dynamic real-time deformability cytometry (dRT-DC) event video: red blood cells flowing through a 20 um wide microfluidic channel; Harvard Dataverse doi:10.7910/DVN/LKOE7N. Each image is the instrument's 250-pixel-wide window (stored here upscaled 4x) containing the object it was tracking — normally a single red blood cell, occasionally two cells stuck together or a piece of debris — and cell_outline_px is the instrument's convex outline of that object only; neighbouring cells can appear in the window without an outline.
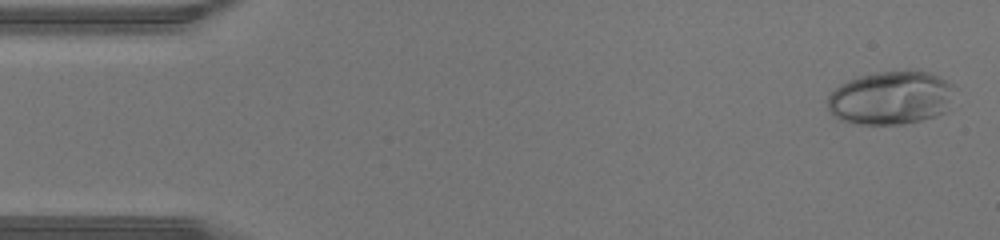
{"species": "human", "species_latin": "Homo sapiens", "temperature_condition": "warm", "stored_images_in_passage": 45, "camera_frame_rate_fps": 3000, "um_per_image_px": 0.085, "donor": {"sex": "male"}, "frame": {"image": 1, "passage_image": 2, "time_ms": 0.333, "image_size_px": [1000, 240], "cell_outline_px": [[956, 88], [948, 112], [936, 116], [904, 124], [860, 124], [840, 120], [828, 112], [828, 96], [840, 84], [848, 80], [860, 76], [876, 72], [920, 68], [932, 72], [952, 84]], "centroid_in_image_um": [75.79, 8.29], "position_along_channel_um": 9.2, "area_um2": 40.58}}
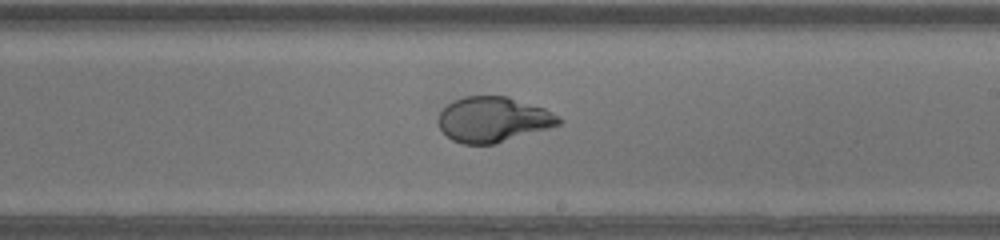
{"frame": {"image": 2, "passage_image": 26, "time_ms": 8.333, "image_size_px": [1000, 240], "cell_outline_px": [[564, 120], [560, 124], [548, 128], [496, 144], [464, 144], [452, 140], [440, 128], [436, 120], [440, 112], [452, 100], [464, 96], [508, 96], [544, 108], [552, 112]], "centroid_in_image_um": [41.9, 10.15], "position_along_channel_um": 247.1, "area_um2": 31.85}}
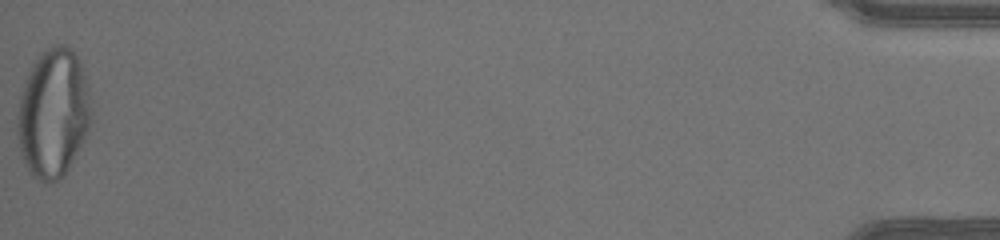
{"frame": {"image": 3, "passage_image": 45, "time_ms": 14.667, "image_size_px": [1000, 240], "cell_outline_px": [[92, 120], [64, 176], [56, 180], [40, 180], [32, 176], [28, 172], [20, 152], [16, 124], [20, 96], [24, 84], [32, 64], [40, 52], [52, 44], [64, 44], [72, 48], [80, 64], [88, 84], [92, 108]], "centroid_in_image_um": [4.51, 9.58], "position_along_channel_um": 430.7, "area_um2": 55.37}}